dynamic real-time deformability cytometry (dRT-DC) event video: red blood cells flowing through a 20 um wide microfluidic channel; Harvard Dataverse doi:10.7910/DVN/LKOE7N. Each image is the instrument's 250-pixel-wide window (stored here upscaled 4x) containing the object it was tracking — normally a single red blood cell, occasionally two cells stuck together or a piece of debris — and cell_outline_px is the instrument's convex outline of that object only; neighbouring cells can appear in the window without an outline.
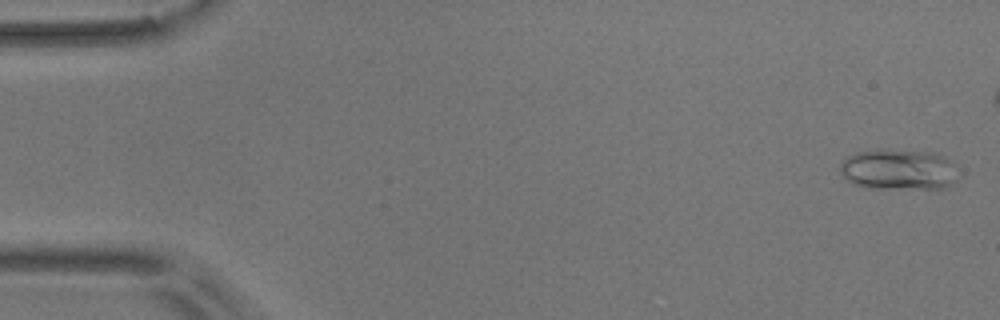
{"species": "common noctule bat (a hibernating species)", "species_latin": "Nyctalus noctula", "temperature_condition": "room temperature", "stored_images_in_passage": 49, "camera_frame_rate_fps": 3000, "um_per_image_px": 0.085, "animal": {"sex": "male", "body_mass_g": 17.9}, "frame": {"image": 1, "passage_image": 2, "time_ms": 0.333, "image_size_px": [1000, 320], "cell_outline_px": [[956, 180], [952, 184], [944, 188], [864, 188], [852, 184], [840, 172], [840, 164], [848, 156], [856, 152], [880, 148], [932, 152], [944, 156], [952, 164]], "centroid_in_image_um": [76.32, 14.4], "position_along_channel_um": 8.7, "area_um2": 28.15}}
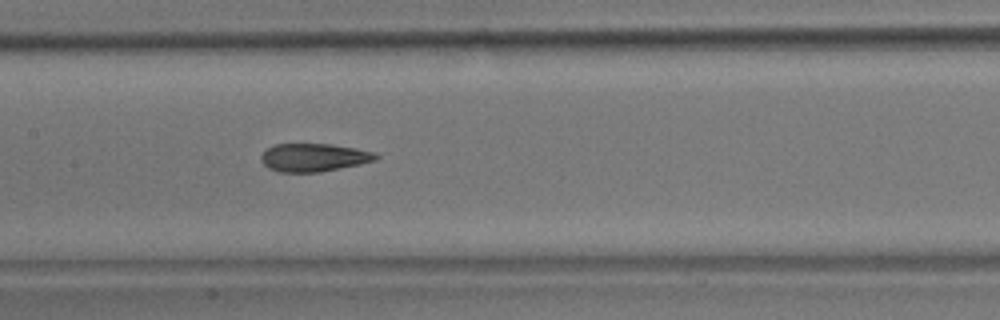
{"frame": {"image": 2, "passage_image": 27, "time_ms": 8.667, "image_size_px": [1000, 320], "cell_outline_px": [[380, 156], [376, 160], [360, 164], [320, 172], [280, 172], [268, 168], [260, 160], [260, 156], [268, 148], [276, 144], [332, 144], [356, 148], [376, 152]], "centroid_in_image_um": [26.7, 13.38], "position_along_channel_um": 180.7, "area_um2": 18.84}}
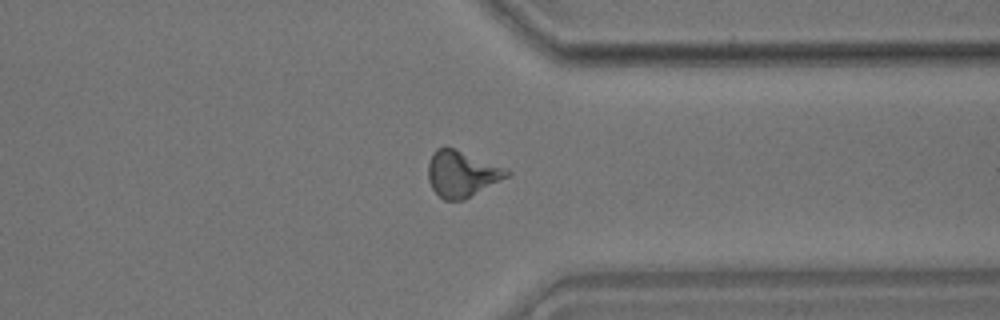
{"frame": {"image": 3, "passage_image": 43, "time_ms": 14.0, "image_size_px": [1000, 320], "cell_outline_px": [[512, 172], [508, 176], [464, 200], [444, 200], [432, 188], [428, 180], [428, 164], [432, 152], [436, 148], [444, 144], [456, 148], [508, 168]], "centroid_in_image_um": [39.24, 14.72], "position_along_channel_um": 372.2, "area_um2": 21.56}, "authors_computed_cell_mechanics": {"area_um2": 20.0566, "velocity_mm_per_s": 3.6399, "shape_relaxation_time_tau1_ms": 5.4228, "shape_relaxation_time_tau2_ms": 1.8839, "deformation_change_tau1": 0.1664, "deformation_change_tau2": 0.1002}}